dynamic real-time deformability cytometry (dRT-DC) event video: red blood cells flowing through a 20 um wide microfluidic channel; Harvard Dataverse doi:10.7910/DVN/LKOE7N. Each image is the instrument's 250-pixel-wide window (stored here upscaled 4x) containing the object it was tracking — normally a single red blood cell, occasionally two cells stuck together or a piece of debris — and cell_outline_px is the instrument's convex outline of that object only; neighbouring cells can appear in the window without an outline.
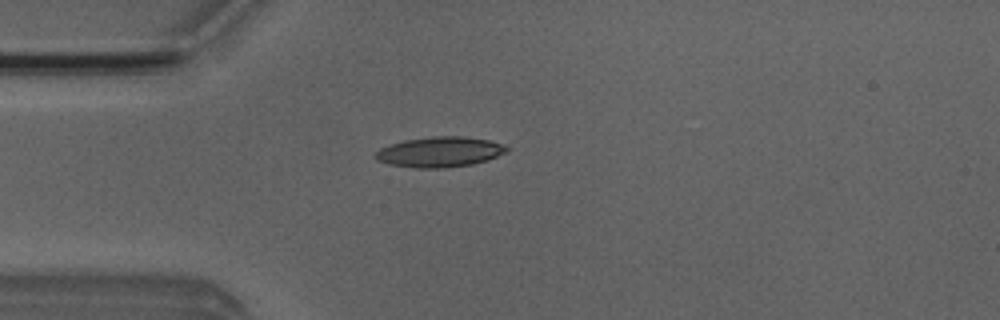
{"species": "Egyptian fruit bat (a non-hibernating species)", "species_latin": "Rousettus aegyptiacus", "temperature_condition": "room temperature", "stored_images_in_passage": 4, "camera_frame_rate_fps": 3000, "um_per_image_px": 0.085, "animal": {"sex": "male"}, "frame": {"image": 1, "passage_image": 4, "time_ms": 3.667, "image_size_px": [1000, 320], "cell_outline_px": [[508, 152], [488, 160], [472, 164], [444, 168], [416, 168], [388, 164], [376, 160], [376, 152], [380, 148], [388, 144], [404, 140], [436, 136], [464, 136], [488, 140], [504, 144], [508, 148]], "centroid_in_image_um": [37.39, 12.91], "position_along_channel_um": 47.6, "area_um2": 23.29}}